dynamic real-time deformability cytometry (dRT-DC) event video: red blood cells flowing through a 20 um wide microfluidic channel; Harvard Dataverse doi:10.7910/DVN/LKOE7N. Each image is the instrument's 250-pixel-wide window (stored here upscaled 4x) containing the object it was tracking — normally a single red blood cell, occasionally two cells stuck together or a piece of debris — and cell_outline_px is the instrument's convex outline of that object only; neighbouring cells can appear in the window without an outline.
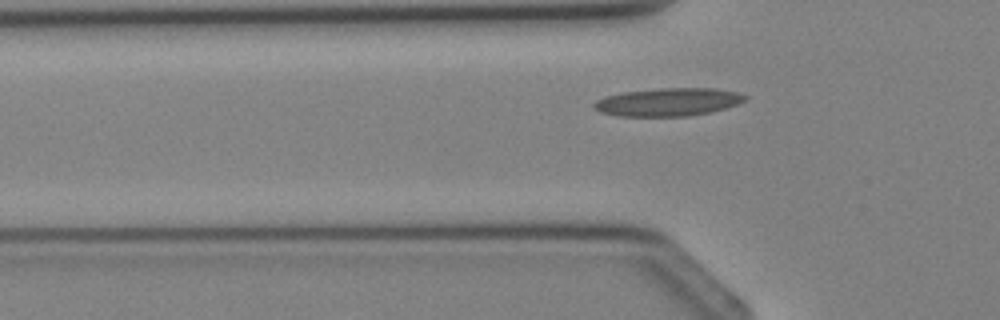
{"species": "Egyptian fruit bat (a non-hibernating species)", "species_latin": "Rousettus aegyptiacus", "temperature_condition": "cold", "stored_images_in_passage": 3, "camera_frame_rate_fps": 3000, "um_per_image_px": 0.085, "animal": {"sex": "female"}, "frame": {"image": 1, "passage_image": 3, "time_ms": 2.333, "image_size_px": [1000, 320], "cell_outline_px": [[748, 100], [724, 108], [708, 112], [688, 116], [620, 116], [600, 112], [592, 108], [592, 104], [596, 100], [604, 96], [624, 92], [660, 88], [716, 88], [736, 92], [748, 96]], "centroid_in_image_um": [56.76, 8.66], "position_along_channel_um": 69.0, "area_um2": 24.68}}